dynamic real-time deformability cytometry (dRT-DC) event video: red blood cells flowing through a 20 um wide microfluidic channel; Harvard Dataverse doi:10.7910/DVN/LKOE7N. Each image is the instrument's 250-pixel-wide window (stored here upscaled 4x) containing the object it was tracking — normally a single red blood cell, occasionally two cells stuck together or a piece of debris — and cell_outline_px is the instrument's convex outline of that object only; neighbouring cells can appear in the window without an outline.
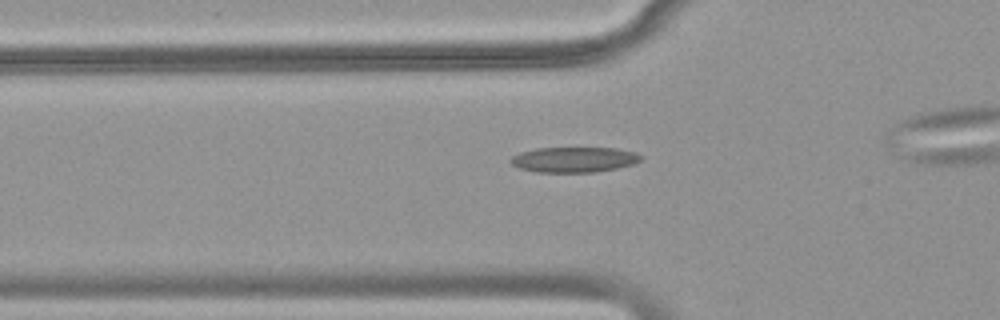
{"species": "common noctule bat (a hibernating species)", "species_latin": "Nyctalus noctula", "temperature_condition": "warm", "stored_images_in_passage": 28, "camera_frame_rate_fps": 3000, "um_per_image_px": 0.085, "animal": {"sex": "female", "body_mass_g": 18.4}, "frame": {"image": 1, "passage_image": 2, "time_ms": 0.333, "image_size_px": [1000, 320], "cell_outline_px": [[644, 156], [640, 160], [632, 164], [616, 168], [596, 172], [536, 172], [520, 168], [512, 164], [508, 160], [512, 156], [520, 152], [536, 148], [616, 148], [636, 152]], "centroid_in_image_um": [48.79, 13.56], "position_along_channel_um": 77.0, "area_um2": 19.25}}
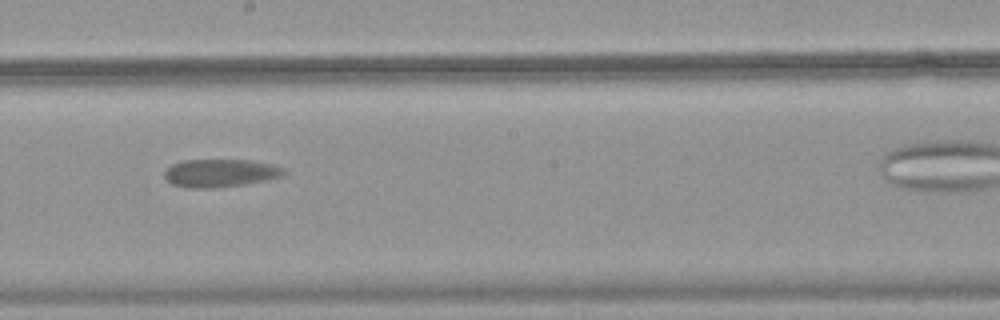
{"frame": {"image": 2, "passage_image": 14, "time_ms": 4.333, "image_size_px": [1000, 320], "cell_outline_px": [[288, 172], [280, 176], [264, 180], [244, 184], [220, 188], [188, 188], [172, 184], [164, 176], [164, 172], [172, 164], [184, 160], [248, 160], [272, 164], [284, 168]], "centroid_in_image_um": [18.71, 14.71], "position_along_channel_um": 229.5, "area_um2": 19.42}}
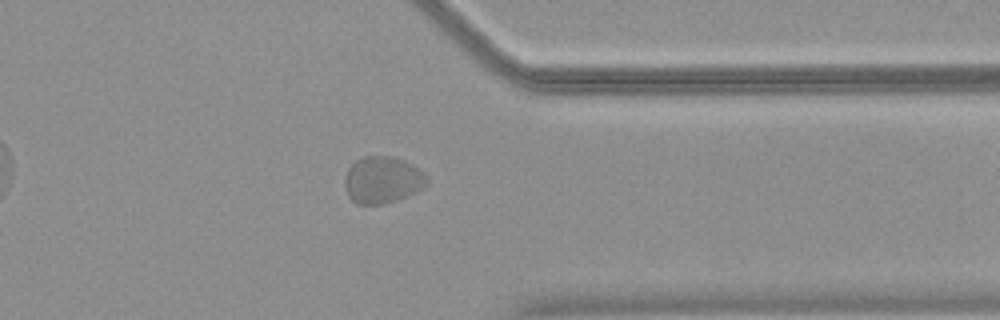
{"frame": {"image": 3, "passage_image": 26, "time_ms": 8.333, "image_size_px": [1000, 320], "cell_outline_px": [[428, 180], [416, 192], [408, 196], [380, 204], [356, 204], [348, 196], [344, 184], [344, 180], [348, 168], [360, 156], [396, 156], [412, 164], [424, 172]], "centroid_in_image_um": [32.48, 15.27], "position_along_channel_um": 378.9, "area_um2": 22.43}}